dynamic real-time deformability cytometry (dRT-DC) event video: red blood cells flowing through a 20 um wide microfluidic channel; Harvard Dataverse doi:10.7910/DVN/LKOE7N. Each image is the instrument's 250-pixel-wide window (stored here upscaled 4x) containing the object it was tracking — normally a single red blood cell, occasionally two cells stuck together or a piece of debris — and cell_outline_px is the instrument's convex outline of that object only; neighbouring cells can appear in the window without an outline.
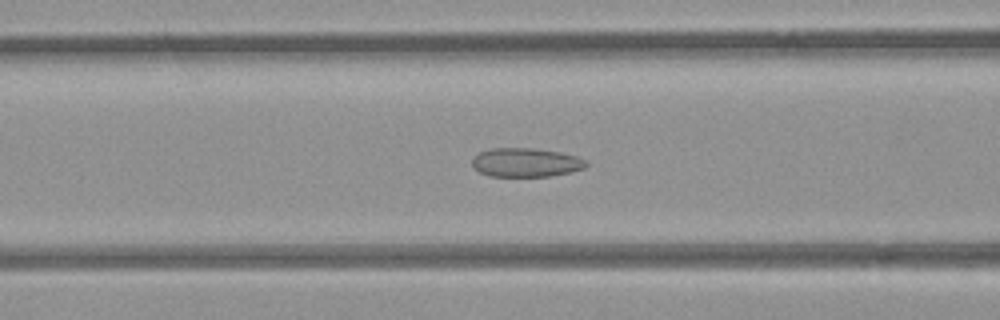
{"species": "common noctule bat (a hibernating species)", "species_latin": "Nyctalus noctula", "temperature_condition": "room temperature", "stored_images_in_passage": 53, "camera_frame_rate_fps": 3000, "um_per_image_px": 0.085, "animal": {"sex": "female", "body_mass_g": 21.9}, "frame": {"image": 1, "passage_image": 21, "time_ms": 6.667, "image_size_px": [1000, 320], "cell_outline_px": [[588, 164], [584, 168], [572, 172], [548, 176], [488, 176], [472, 168], [472, 156], [480, 152], [492, 148], [532, 148], [560, 152], [576, 156], [588, 160]], "centroid_in_image_um": [44.69, 13.81], "position_along_channel_um": 121.9, "area_um2": 19.36}}
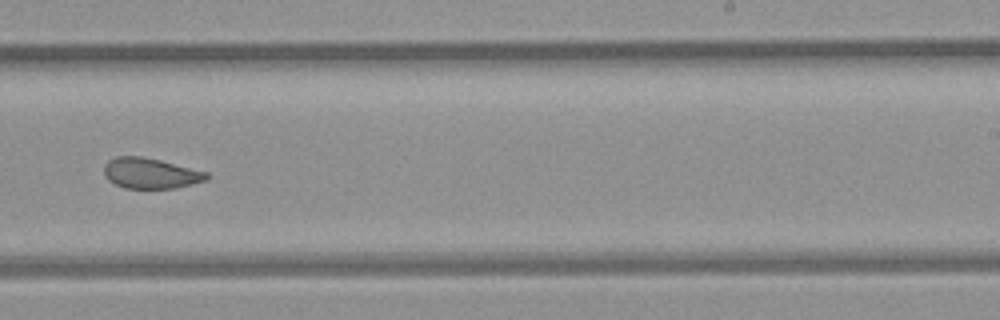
{"frame": {"image": 2, "passage_image": 33, "time_ms": 10.667, "image_size_px": [1000, 320], "cell_outline_px": [[212, 176], [208, 180], [176, 188], [124, 188], [108, 180], [104, 176], [104, 164], [108, 160], [116, 156], [140, 156], [160, 160], [208, 172]], "centroid_in_image_um": [12.81, 14.73], "position_along_channel_um": 276.2, "area_um2": 18.44}}
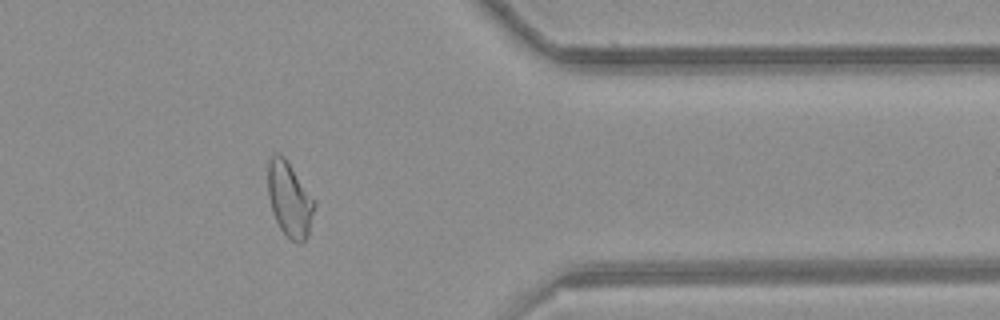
{"frame": {"image": 3, "passage_image": 43, "time_ms": 14.0, "image_size_px": [1000, 320], "cell_outline_px": [[316, 204], [308, 236], [300, 244], [292, 240], [280, 228], [272, 212], [268, 196], [268, 160], [276, 152], [284, 156], [316, 200]], "centroid_in_image_um": [24.63, 16.93], "position_along_channel_um": 386.8, "area_um2": 20.4}, "authors_computed_cell_mechanics": {"area_um2": 20.6924, "velocity_mm_per_s": 3.8577, "shape_relaxation_time_tau1_ms": null, "shape_relaxation_time_tau2_ms": 2.15, "deformation_change_tau1": null, "deformation_change_tau2": 0.0713}}